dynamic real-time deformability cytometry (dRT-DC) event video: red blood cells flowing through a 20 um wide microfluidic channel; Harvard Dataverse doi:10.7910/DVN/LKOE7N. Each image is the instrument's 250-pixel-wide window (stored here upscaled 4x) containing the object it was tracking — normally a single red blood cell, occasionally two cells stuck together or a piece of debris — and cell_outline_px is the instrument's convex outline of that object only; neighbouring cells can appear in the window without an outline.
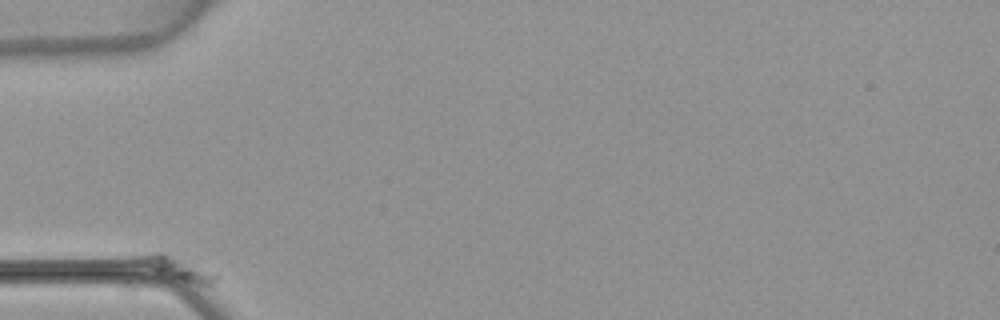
{"species": "common noctule bat (a hibernating species)", "species_latin": "Nyctalus noctula", "temperature_condition": "warm", "stored_images_in_passage": 15, "camera_frame_rate_fps": 3000, "um_per_image_px": 0.085, "animal": {"sex": "female", "body_mass_g": 22.7, "forearm_length_mm": 54.2}, "frame": {"image": 1, "passage_image": 1, "time_ms": 0.0, "image_size_px": [1000, 320], "cell_outline_px": [[220, 276], [216, 280], [208, 284], [204, 284], [160, 280], [132, 260], [132, 256], [152, 252], [172, 252], [216, 272]], "centroid_in_image_um": [14.87, 22.79], "position_along_channel_um": 70.1, "area_um2": 12.48}}
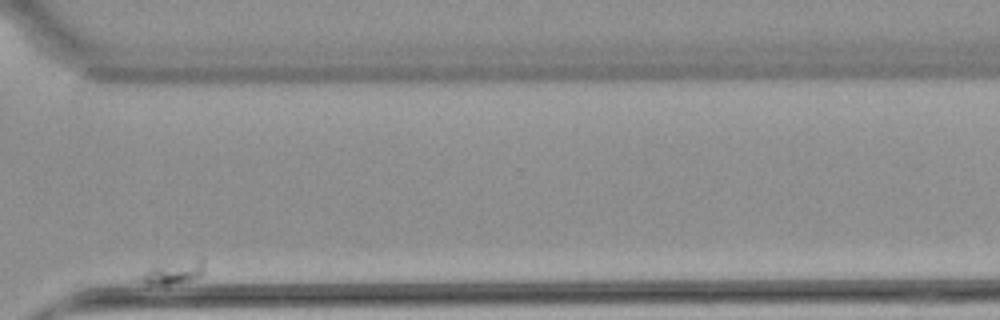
{"frame": {"image": 2, "passage_image": 15, "time_ms": 18.0, "image_size_px": [1000, 320], "cell_outline_px": [[204, 272], [200, 276], [192, 280], [168, 284], [148, 284], [128, 280], [132, 276], [156, 260], [200, 256], [204, 256]], "centroid_in_image_um": [14.53, 23.03], "position_along_channel_um": 356.1, "area_um2": 10.75}}